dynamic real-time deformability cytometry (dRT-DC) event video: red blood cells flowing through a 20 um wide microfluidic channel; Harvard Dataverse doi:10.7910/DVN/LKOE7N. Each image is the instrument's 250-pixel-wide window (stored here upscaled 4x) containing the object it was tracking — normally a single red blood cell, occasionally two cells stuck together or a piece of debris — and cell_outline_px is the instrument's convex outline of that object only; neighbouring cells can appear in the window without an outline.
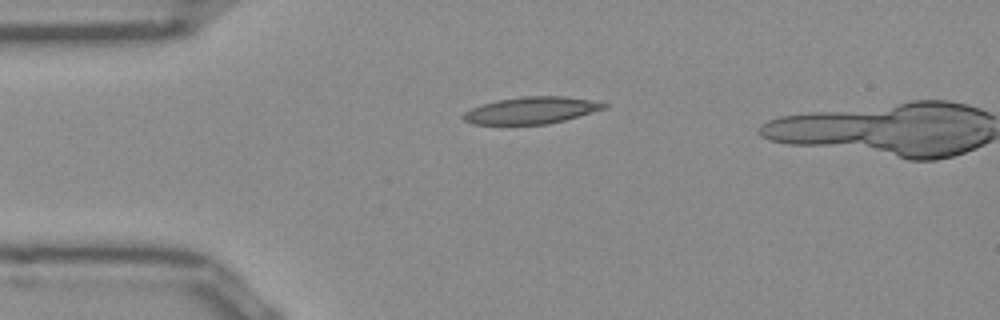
{"species": "Egyptian fruit bat (a non-hibernating species)", "species_latin": "Rousettus aegyptiacus", "temperature_condition": "room temperature", "stored_images_in_passage": 2, "camera_frame_rate_fps": 3000, "um_per_image_px": 0.085, "frame": {"image": 1, "passage_image": 1, "time_ms": 0.0, "image_size_px": [1000, 320], "cell_outline_px": [[608, 108], [564, 120], [548, 124], [472, 124], [464, 120], [460, 116], [464, 112], [480, 104], [496, 100], [524, 96], [564, 96], [588, 100], [608, 104]], "centroid_in_image_um": [45.13, 9.38], "position_along_channel_um": 39.9, "area_um2": 22.02}}